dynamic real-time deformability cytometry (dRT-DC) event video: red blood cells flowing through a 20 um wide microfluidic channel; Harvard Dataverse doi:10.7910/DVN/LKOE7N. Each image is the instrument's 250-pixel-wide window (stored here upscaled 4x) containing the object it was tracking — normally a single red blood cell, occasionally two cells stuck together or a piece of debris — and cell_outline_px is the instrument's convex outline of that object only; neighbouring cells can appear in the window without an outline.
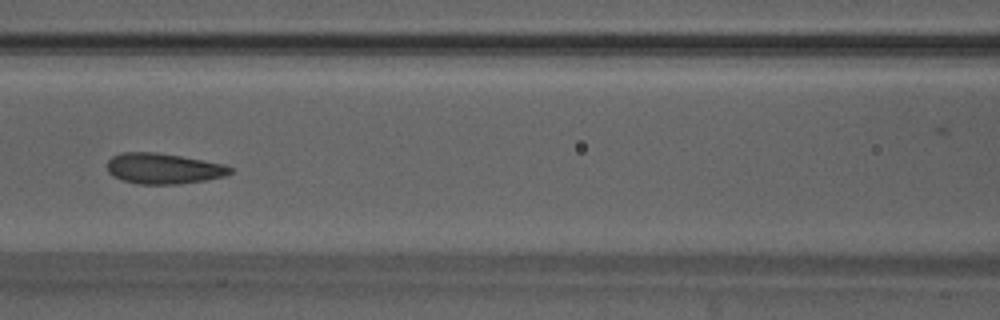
{"species": "Egyptian fruit bat (a non-hibernating species)", "species_latin": "Rousettus aegyptiacus", "temperature_condition": "warm", "stored_images_in_passage": 50, "camera_frame_rate_fps": 3000, "um_per_image_px": 0.085, "animal": {"sex": "male"}, "frame": {"image": 1, "passage_image": 22, "time_ms": 7.0, "image_size_px": [1000, 320], "cell_outline_px": [[232, 172], [224, 176], [204, 180], [176, 184], [140, 184], [124, 180], [112, 176], [108, 172], [108, 160], [112, 156], [120, 152], [156, 152], [180, 156], [224, 164], [232, 168]], "centroid_in_image_um": [13.86, 14.32], "position_along_channel_um": 152.7, "area_um2": 21.79}}
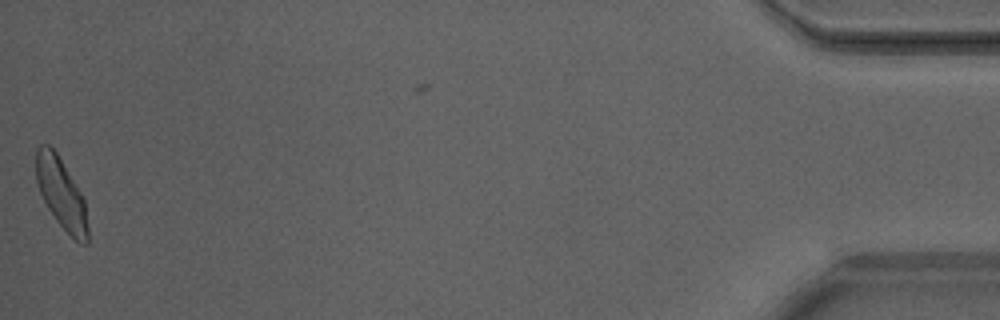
{"frame": {"image": 2, "passage_image": 49, "time_ms": 16.0, "image_size_px": [1000, 320], "cell_outline_px": [[88, 244], [80, 244], [56, 220], [48, 208], [40, 192], [36, 180], [36, 148], [40, 144], [48, 144], [56, 152], [80, 192], [84, 200], [88, 228]], "centroid_in_image_um": [5.2, 16.45], "position_along_channel_um": 430.0, "area_um2": 20.87}, "authors_computed_cell_mechanics": {"area_um2": 21.9351, "velocity_mm_per_s": 4.1523, "shape_relaxation_time_tau1_ms": 3.7539, "shape_relaxation_time_tau2_ms": 1.1971, "deformation_change_tau1": 0.1321, "deformation_change_tau2": 0.0637}}